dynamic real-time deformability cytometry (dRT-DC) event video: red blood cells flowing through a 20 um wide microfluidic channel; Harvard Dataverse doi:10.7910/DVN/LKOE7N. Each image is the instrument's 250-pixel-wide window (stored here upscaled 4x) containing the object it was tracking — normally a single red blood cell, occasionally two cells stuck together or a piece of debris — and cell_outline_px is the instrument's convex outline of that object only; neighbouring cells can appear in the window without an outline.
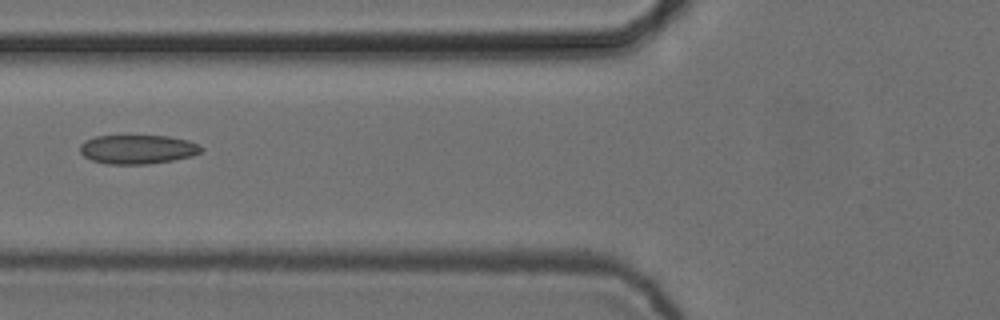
{"species": "common noctule bat (a hibernating species)", "species_latin": "Nyctalus noctula", "temperature_condition": "cold", "stored_images_in_passage": 3, "camera_frame_rate_fps": 3000, "um_per_image_px": 0.085, "animal": {"sex": "female", "body_mass_g": 24.6, "forearm_length_mm": 56.2}, "frame": {"image": 1, "passage_image": 3, "time_ms": 0.667, "image_size_px": [1000, 320], "cell_outline_px": [[204, 148], [200, 152], [192, 156], [172, 160], [148, 164], [108, 164], [92, 160], [84, 156], [80, 152], [80, 144], [84, 140], [96, 136], [168, 136], [188, 140]], "centroid_in_image_um": [11.67, 12.69], "position_along_channel_um": 114.1, "area_um2": 20.46}}